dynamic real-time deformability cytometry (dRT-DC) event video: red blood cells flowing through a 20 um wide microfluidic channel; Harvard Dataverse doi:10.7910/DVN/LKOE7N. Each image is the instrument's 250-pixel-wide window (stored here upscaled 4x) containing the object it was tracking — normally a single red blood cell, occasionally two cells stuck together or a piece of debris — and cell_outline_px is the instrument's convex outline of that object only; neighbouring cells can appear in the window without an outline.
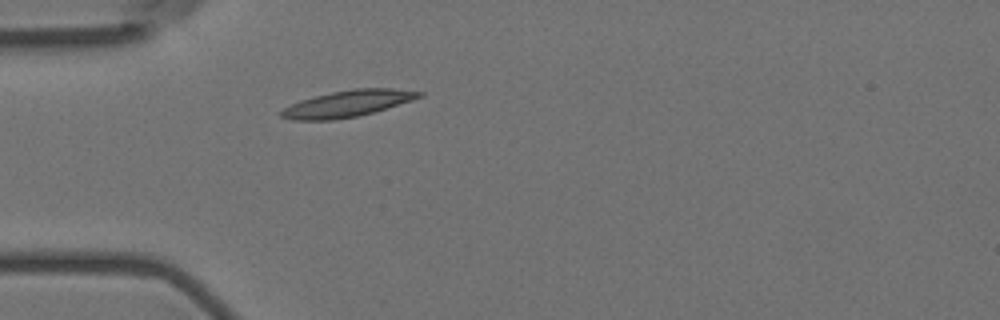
{"species": "Egyptian fruit bat (a non-hibernating species)", "species_latin": "Rousettus aegyptiacus", "temperature_condition": "room temperature", "stored_images_in_passage": 9, "camera_frame_rate_fps": 3000, "um_per_image_px": 0.085, "animal": {"sex": "female"}, "frame": {"image": 1, "passage_image": 1, "time_ms": 0.0, "image_size_px": [1000, 320], "cell_outline_px": [[424, 96], [412, 100], [372, 112], [356, 116], [332, 120], [292, 120], [280, 116], [280, 112], [284, 108], [300, 100], [332, 92], [352, 88], [392, 88], [424, 92]], "centroid_in_image_um": [29.55, 8.8], "position_along_channel_um": 55.5, "area_um2": 21.04}}
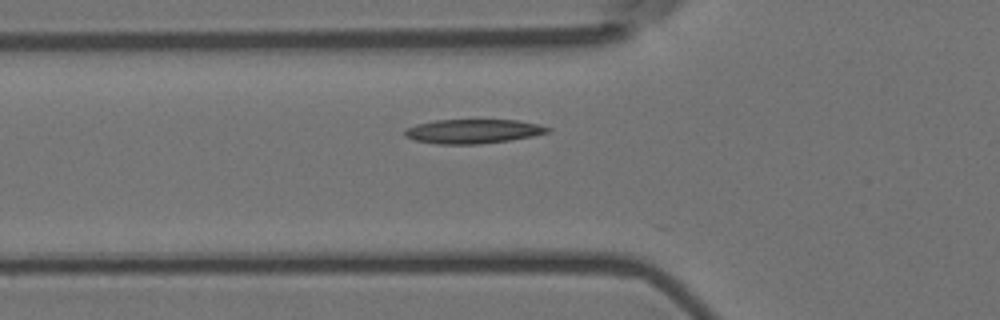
{"frame": {"image": 2, "passage_image": 4, "time_ms": 1.0, "image_size_px": [1000, 320], "cell_outline_px": [[552, 132], [532, 136], [508, 140], [480, 144], [436, 144], [416, 140], [404, 136], [404, 128], [416, 124], [436, 120], [516, 120], [536, 124], [552, 128]], "centroid_in_image_um": [40.19, 11.16], "position_along_channel_um": 85.6, "area_um2": 20.17}}
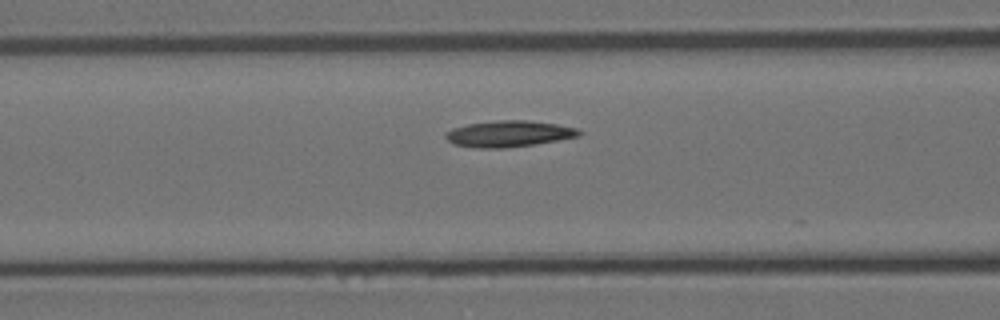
{"frame": {"image": 3, "passage_image": 7, "time_ms": 2.0, "image_size_px": [1000, 320], "cell_outline_px": [[584, 132], [580, 136], [536, 144], [504, 148], [476, 148], [452, 144], [444, 136], [452, 128], [468, 124], [500, 120], [528, 120], [556, 124], [576, 128]], "centroid_in_image_um": [43.27, 11.38], "position_along_channel_um": 123.3, "area_um2": 20.4}}